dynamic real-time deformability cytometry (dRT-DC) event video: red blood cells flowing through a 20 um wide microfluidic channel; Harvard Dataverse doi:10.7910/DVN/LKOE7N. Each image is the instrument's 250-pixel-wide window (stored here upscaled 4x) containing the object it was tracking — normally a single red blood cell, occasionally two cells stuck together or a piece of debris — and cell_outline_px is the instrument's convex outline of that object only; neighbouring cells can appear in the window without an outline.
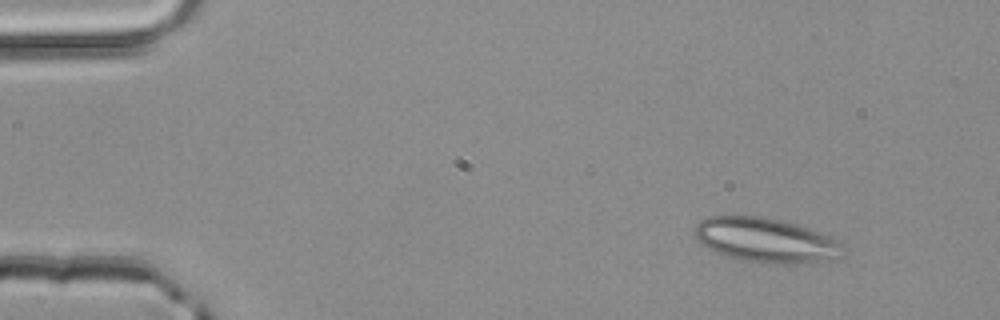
{"species": "common noctule bat (a hibernating species)", "species_latin": "Nyctalus noctula", "temperature_condition": "room temperature", "stored_images_in_passage": 2, "camera_frame_rate_fps": 3000, "um_per_image_px": 0.085, "animal": {"sex": "male", "body_mass_g": 20.4}, "frame": {"image": 1, "passage_image": 1, "time_ms": 0.0, "image_size_px": [1000, 320], "cell_outline_px": [[840, 256], [796, 264], [776, 264], [744, 260], [728, 256], [716, 252], [708, 248], [696, 236], [696, 224], [700, 220], [708, 216], [760, 216], [780, 220], [796, 224], [820, 232], [836, 240], [840, 244]], "centroid_in_image_um": [65.04, 20.4], "position_along_channel_um": 20.0, "area_um2": 37.51}}